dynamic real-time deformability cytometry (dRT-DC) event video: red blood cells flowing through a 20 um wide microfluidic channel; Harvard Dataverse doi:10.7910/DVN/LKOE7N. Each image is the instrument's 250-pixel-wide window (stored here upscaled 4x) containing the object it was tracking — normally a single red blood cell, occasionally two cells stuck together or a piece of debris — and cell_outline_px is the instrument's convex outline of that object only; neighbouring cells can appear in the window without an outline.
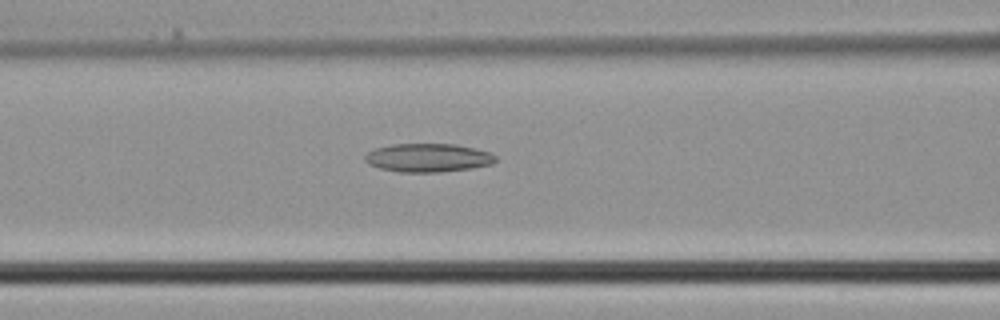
{"species": "common noctule bat (a hibernating species)", "species_latin": "Nyctalus noctula", "temperature_condition": "cold", "stored_images_in_passage": 5, "camera_frame_rate_fps": 3000, "um_per_image_px": 0.085, "animal": {"sex": "male", "body_mass_g": 21.5, "forearm_length_mm": 52.0}, "frame": {"image": 1, "passage_image": 5, "time_ms": 1.333, "image_size_px": [1000, 320], "cell_outline_px": [[496, 160], [492, 164], [472, 168], [440, 172], [400, 172], [380, 168], [368, 164], [364, 160], [364, 156], [368, 152], [376, 148], [392, 144], [456, 144], [476, 148], [488, 152], [496, 156]], "centroid_in_image_um": [36.38, 13.41], "position_along_channel_um": 130.2, "area_um2": 21.73}}